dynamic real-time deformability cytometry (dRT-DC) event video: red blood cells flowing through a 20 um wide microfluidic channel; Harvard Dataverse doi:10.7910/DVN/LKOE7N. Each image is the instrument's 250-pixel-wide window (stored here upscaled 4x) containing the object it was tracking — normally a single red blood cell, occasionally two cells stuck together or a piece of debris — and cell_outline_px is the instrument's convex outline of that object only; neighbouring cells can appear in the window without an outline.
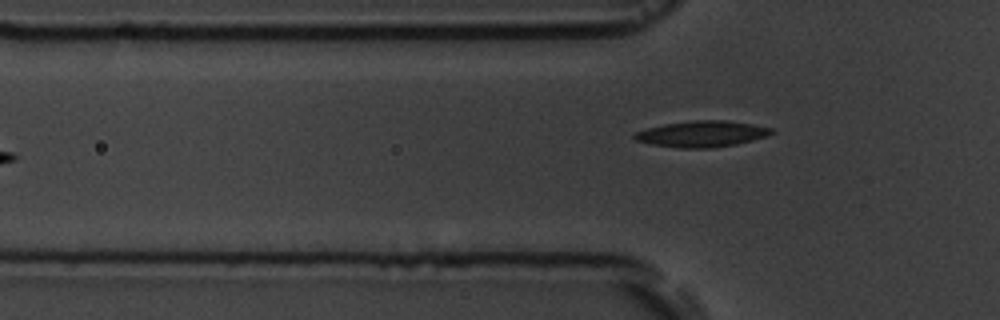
{"species": "common noctule bat (a hibernating species)", "species_latin": "Nyctalus noctula", "temperature_condition": "room temperature", "stored_images_in_passage": 8, "camera_frame_rate_fps": 3000, "um_per_image_px": 0.085, "animal": {"sex": "male", "body_mass_g": 19.5, "forearm_length_mm": 54.6}, "frame": {"image": 1, "passage_image": 8, "time_ms": 8.0, "image_size_px": [1000, 320], "cell_outline_px": [[776, 132], [768, 136], [736, 144], [712, 148], [680, 148], [648, 144], [636, 140], [632, 136], [632, 132], [664, 124], [692, 120], [724, 120], [752, 124], [772, 128]], "centroid_in_image_um": [59.64, 11.38], "position_along_channel_um": 66.2, "area_um2": 21.04}}